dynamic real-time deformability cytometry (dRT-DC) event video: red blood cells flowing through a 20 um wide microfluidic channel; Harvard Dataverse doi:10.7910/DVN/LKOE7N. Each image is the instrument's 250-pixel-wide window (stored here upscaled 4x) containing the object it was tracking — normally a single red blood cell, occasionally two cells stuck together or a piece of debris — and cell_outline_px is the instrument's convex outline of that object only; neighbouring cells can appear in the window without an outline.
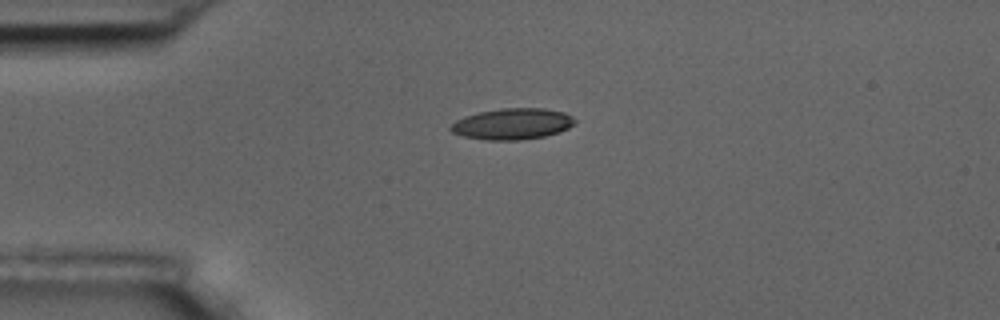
{"species": "common noctule bat (a hibernating species)", "species_latin": "Nyctalus noctula", "temperature_condition": "room temperature", "stored_images_in_passage": 4, "camera_frame_rate_fps": 3000, "um_per_image_px": 0.085, "animal": {"sex": "male", "body_mass_g": 17.5, "forearm_length_mm": 52.3}, "frame": {"image": 1, "passage_image": 1, "time_ms": 0.0, "image_size_px": [1000, 320], "cell_outline_px": [[576, 120], [568, 128], [544, 136], [520, 140], [484, 140], [464, 136], [452, 132], [448, 128], [456, 120], [464, 116], [480, 112], [500, 108], [544, 108], [564, 112], [572, 116]], "centroid_in_image_um": [43.53, 10.52], "position_along_channel_um": 41.5, "area_um2": 22.43}}